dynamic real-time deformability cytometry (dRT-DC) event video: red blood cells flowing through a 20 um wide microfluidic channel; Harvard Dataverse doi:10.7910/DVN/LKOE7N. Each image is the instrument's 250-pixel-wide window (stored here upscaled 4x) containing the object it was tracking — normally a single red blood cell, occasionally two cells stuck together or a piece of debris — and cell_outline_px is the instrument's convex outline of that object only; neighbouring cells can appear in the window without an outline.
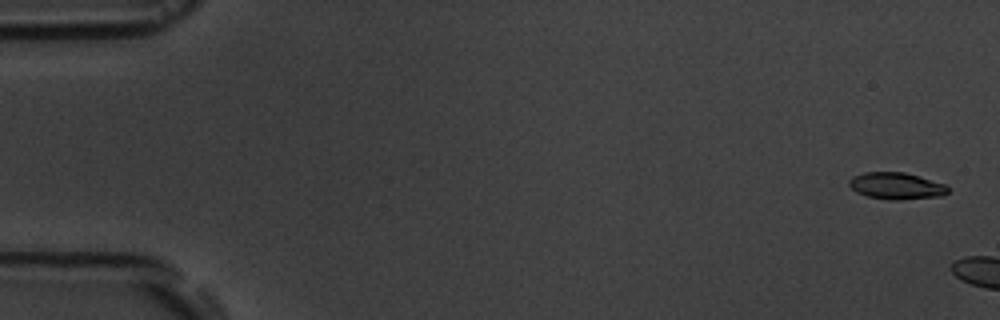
{"species": "common noctule bat (a hibernating species)", "species_latin": "Nyctalus noctula", "temperature_condition": "room temperature", "stored_images_in_passage": 3, "camera_frame_rate_fps": 3000, "um_per_image_px": 0.085, "animal": {"sex": "male", "body_mass_g": 19.5, "forearm_length_mm": 54.6}, "frame": {"image": 1, "passage_image": 1, "time_ms": 0.0, "image_size_px": [1000, 320], "cell_outline_px": [[948, 192], [944, 196], [900, 200], [888, 200], [868, 196], [856, 192], [848, 184], [848, 180], [852, 176], [864, 172], [904, 172], [920, 176], [944, 184], [948, 188]], "centroid_in_image_um": [76.18, 15.8], "position_along_channel_um": 8.8, "area_um2": 15.55}}